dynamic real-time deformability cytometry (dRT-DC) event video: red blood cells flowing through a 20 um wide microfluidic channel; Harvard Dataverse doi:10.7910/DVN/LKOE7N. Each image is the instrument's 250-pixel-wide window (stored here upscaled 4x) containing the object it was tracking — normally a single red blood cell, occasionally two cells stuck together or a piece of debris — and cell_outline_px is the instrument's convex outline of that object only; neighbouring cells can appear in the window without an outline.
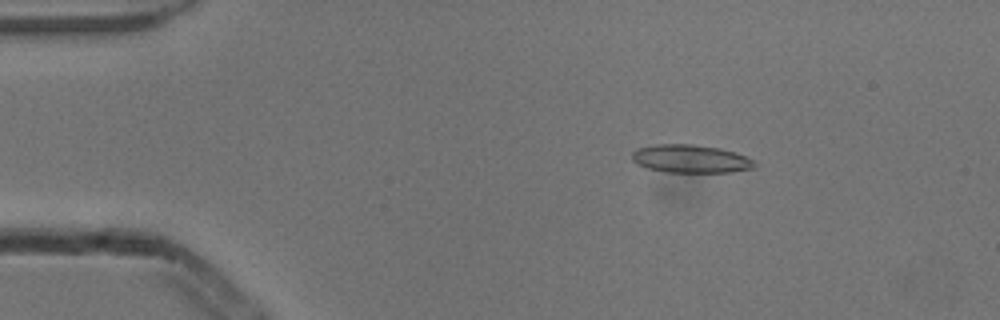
{"species": "common noctule bat (a hibernating species)", "species_latin": "Nyctalus noctula", "temperature_condition": "cold", "stored_images_in_passage": 4, "camera_frame_rate_fps": 3000, "um_per_image_px": 0.085, "animal": {"sex": "male", "body_mass_g": 13.3}, "frame": {"image": 1, "passage_image": 2, "time_ms": 0.333, "image_size_px": [1000, 320], "cell_outline_px": [[756, 164], [752, 168], [732, 172], [664, 172], [648, 168], [636, 164], [632, 160], [632, 152], [636, 148], [656, 144], [692, 144], [720, 148], [744, 156], [752, 160]], "centroid_in_image_um": [58.64, 13.5], "position_along_channel_um": 26.4, "area_um2": 20.0}}
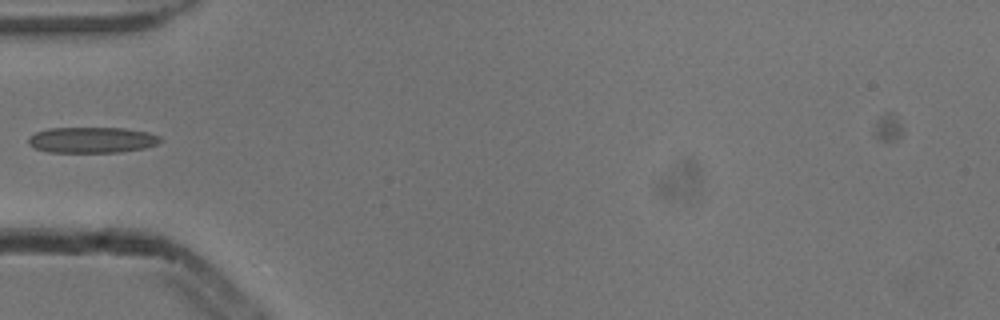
{"frame": {"image": 2, "passage_image": 4, "time_ms": 1.0, "image_size_px": [1000, 320], "cell_outline_px": [[164, 140], [156, 144], [144, 148], [120, 152], [48, 152], [36, 148], [28, 144], [28, 140], [36, 132], [48, 128], [124, 128], [148, 132], [160, 136]], "centroid_in_image_um": [7.85, 11.89], "position_along_channel_um": 77.2, "area_um2": 19.83}}